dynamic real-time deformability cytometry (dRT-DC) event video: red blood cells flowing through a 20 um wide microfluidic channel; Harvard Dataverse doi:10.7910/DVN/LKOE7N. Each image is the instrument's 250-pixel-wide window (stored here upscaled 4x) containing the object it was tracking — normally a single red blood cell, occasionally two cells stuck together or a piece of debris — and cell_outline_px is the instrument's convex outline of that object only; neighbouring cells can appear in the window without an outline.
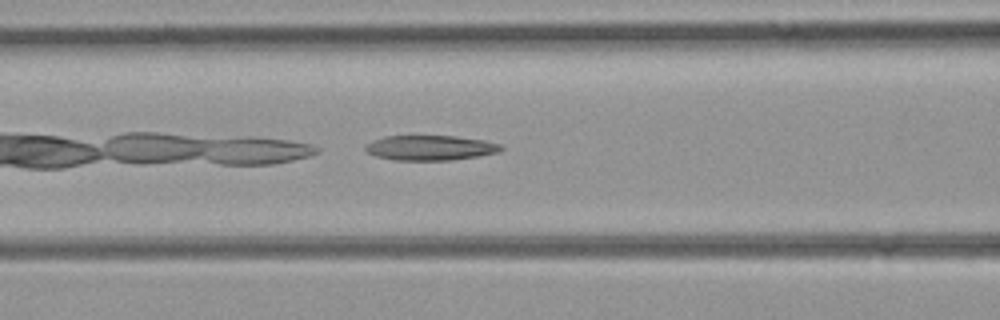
{"species": "common noctule bat (a hibernating species)", "species_latin": "Nyctalus noctula", "temperature_condition": "room temperature", "stored_images_in_passage": 27, "camera_frame_rate_fps": 3000, "um_per_image_px": 0.085, "animal": {"sex": "female", "body_mass_g": 21.9}, "frame": {"image": 1, "passage_image": 5, "time_ms": 1.333, "image_size_px": [1000, 320], "cell_outline_px": [[504, 148], [500, 152], [480, 156], [452, 160], [396, 160], [376, 156], [368, 152], [364, 148], [364, 144], [372, 140], [384, 136], [456, 136], [484, 140], [500, 144]], "centroid_in_image_um": [36.58, 12.56], "position_along_channel_um": 130.0, "area_um2": 19.88}}
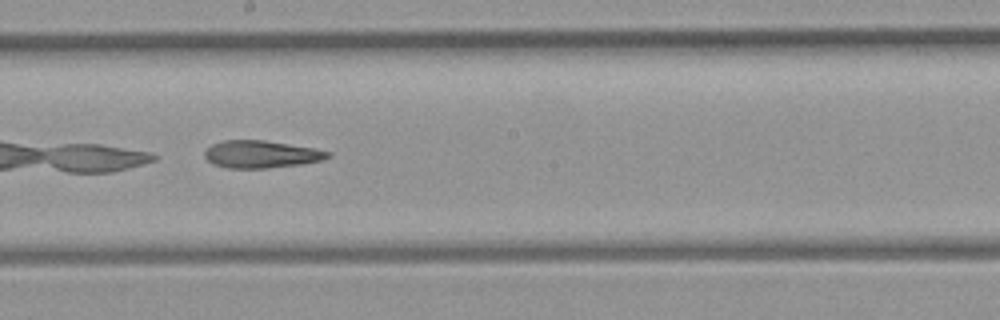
{"frame": {"image": 2, "passage_image": 12, "time_ms": 3.667, "image_size_px": [1000, 320], "cell_outline_px": [[332, 156], [324, 160], [300, 164], [268, 168], [228, 168], [212, 164], [204, 156], [204, 152], [212, 144], [224, 140], [264, 140], [316, 148], [332, 152]], "centroid_in_image_um": [22.24, 13.11], "position_along_channel_um": 226.0, "area_um2": 19.83}}
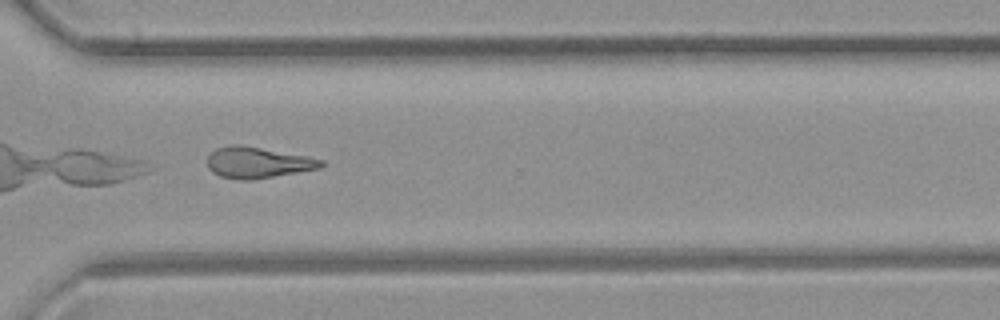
{"frame": {"image": 3, "passage_image": 21, "time_ms": 6.667, "image_size_px": [1000, 320], "cell_outline_px": [[324, 164], [320, 168], [252, 180], [236, 180], [220, 176], [212, 172], [208, 168], [208, 156], [216, 148], [232, 144], [240, 144], [308, 156], [324, 160]], "centroid_in_image_um": [21.89, 13.81], "position_along_channel_um": 348.7, "area_um2": 20.69}}